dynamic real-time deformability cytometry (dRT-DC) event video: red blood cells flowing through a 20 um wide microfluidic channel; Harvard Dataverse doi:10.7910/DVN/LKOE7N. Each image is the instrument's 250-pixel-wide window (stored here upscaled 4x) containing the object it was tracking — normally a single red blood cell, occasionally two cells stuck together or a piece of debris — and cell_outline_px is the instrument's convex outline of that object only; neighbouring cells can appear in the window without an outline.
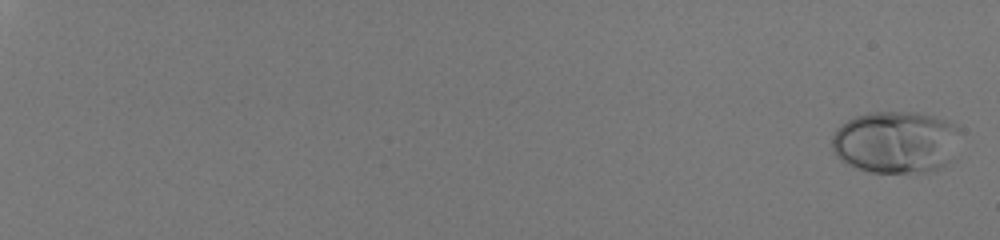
{"species": "human", "species_latin": "Homo sapiens", "temperature_condition": "room temperature", "stored_images_in_passage": 57, "camera_frame_rate_fps": 3000, "um_per_image_px": 0.085, "donor": {"sex": "male"}, "frame": {"image": 1, "passage_image": 2, "time_ms": 0.333, "image_size_px": [1000, 240], "cell_outline_px": [[960, 128], [944, 168], [924, 172], [872, 172], [856, 168], [844, 164], [836, 156], [832, 148], [832, 136], [836, 128], [848, 120], [856, 116], [868, 112], [916, 112], [932, 116], [956, 124]], "centroid_in_image_um": [76.06, 12.08], "position_along_channel_um": 8.9, "area_um2": 46.24}}
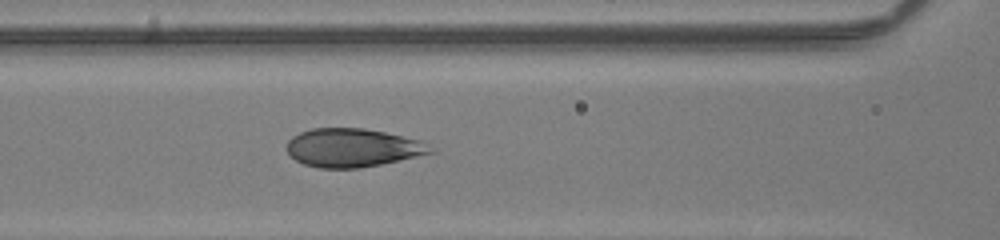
{"frame": {"image": 2, "passage_image": 32, "time_ms": 10.333, "image_size_px": [1000, 240], "cell_outline_px": [[436, 152], [400, 160], [360, 168], [320, 168], [304, 164], [296, 160], [288, 152], [288, 140], [292, 136], [300, 132], [312, 128], [364, 128], [384, 132], [420, 140]], "centroid_in_image_um": [29.96, 12.56], "position_along_channel_um": 136.6, "area_um2": 31.96}}
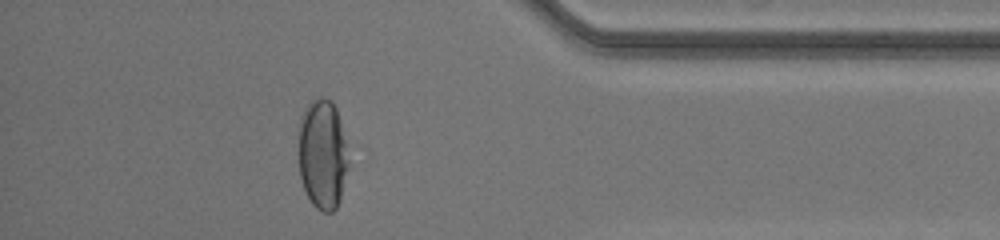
{"frame": {"image": 3, "passage_image": 53, "time_ms": 17.333, "image_size_px": [1000, 240], "cell_outline_px": [[348, 168], [340, 200], [336, 208], [332, 212], [324, 212], [316, 208], [312, 204], [304, 188], [300, 176], [300, 116], [304, 108], [312, 100], [320, 96], [332, 100], [336, 108], [348, 144]], "centroid_in_image_um": [27.45, 13.09], "position_along_channel_um": 407.8, "area_um2": 32.19}, "authors_computed_cell_mechanics": {"area_um2": 36.9342, "velocity_mm_per_s": 4.0916, "shape_relaxation_time_tau1_ms": 3.9967, "shape_relaxation_time_tau2_ms": null, "deformation_change_tau1": 0.197, "deformation_change_tau2": null}}